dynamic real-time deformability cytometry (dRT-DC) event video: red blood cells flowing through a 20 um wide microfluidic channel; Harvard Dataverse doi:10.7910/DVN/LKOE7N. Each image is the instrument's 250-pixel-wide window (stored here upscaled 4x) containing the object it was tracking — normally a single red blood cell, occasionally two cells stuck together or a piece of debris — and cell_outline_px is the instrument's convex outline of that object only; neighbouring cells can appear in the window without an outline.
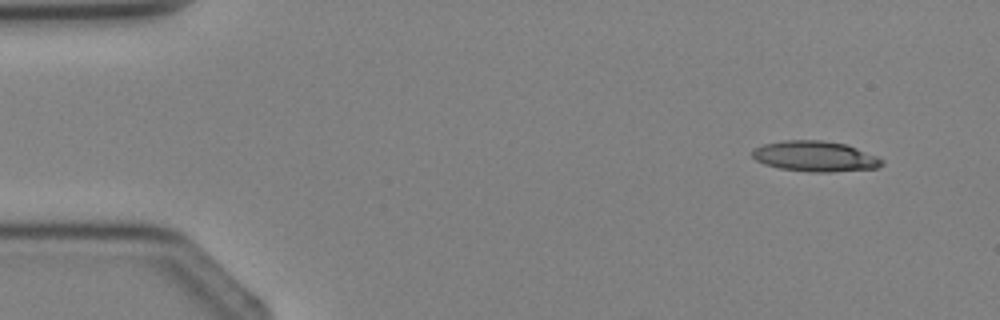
{"species": "Egyptian fruit bat (a non-hibernating species)", "species_latin": "Rousettus aegyptiacus", "temperature_condition": "cold", "stored_images_in_passage": 3, "camera_frame_rate_fps": 3000, "um_per_image_px": 0.085, "animal": {"sex": "female"}, "frame": {"image": 1, "passage_image": 1, "time_ms": 0.0, "image_size_px": [1000, 320], "cell_outline_px": [[884, 164], [880, 168], [832, 172], [812, 172], [780, 168], [764, 164], [756, 160], [752, 156], [752, 152], [756, 148], [764, 144], [784, 140], [820, 140], [848, 144], [876, 156], [884, 160]], "centroid_in_image_um": [69.33, 13.29], "position_along_channel_um": 15.7, "area_um2": 23.12}}
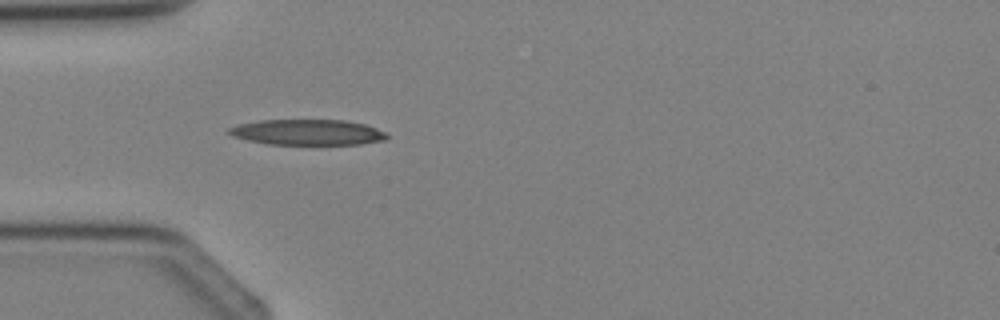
{"frame": {"image": 2, "passage_image": 3, "time_ms": 2.667, "image_size_px": [1000, 320], "cell_outline_px": [[388, 140], [360, 144], [268, 144], [248, 140], [232, 136], [228, 132], [228, 128], [236, 124], [260, 120], [344, 120], [364, 124], [376, 128], [384, 132], [388, 136]], "centroid_in_image_um": [26.13, 11.24], "position_along_channel_um": 58.9, "area_um2": 23.58}}